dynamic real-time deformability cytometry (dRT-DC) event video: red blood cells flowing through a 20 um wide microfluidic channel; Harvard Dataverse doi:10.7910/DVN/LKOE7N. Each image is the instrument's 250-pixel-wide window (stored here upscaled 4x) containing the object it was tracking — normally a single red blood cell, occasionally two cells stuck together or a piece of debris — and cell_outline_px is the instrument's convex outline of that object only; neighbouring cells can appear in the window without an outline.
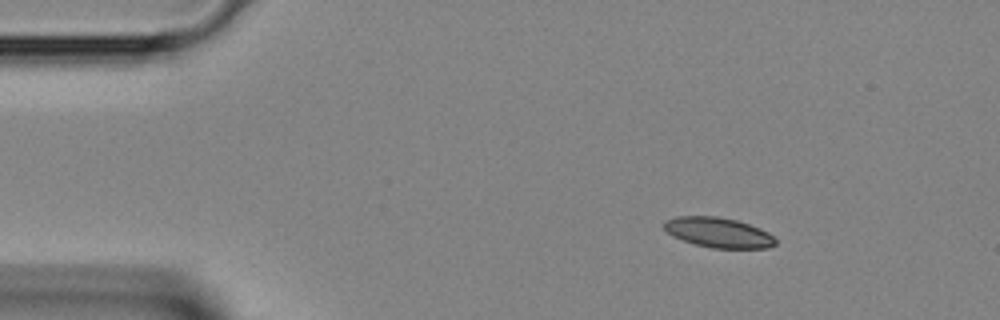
{"species": "Egyptian fruit bat (a non-hibernating species)", "species_latin": "Rousettus aegyptiacus", "temperature_condition": "room temperature", "stored_images_in_passage": 37, "camera_frame_rate_fps": 3000, "um_per_image_px": 0.085, "animal": {"sex": "female"}, "frame": {"image": 1, "passage_image": 1, "time_ms": 0.0, "image_size_px": [1000, 320], "cell_outline_px": [[776, 244], [768, 248], [712, 248], [696, 244], [672, 236], [664, 228], [664, 220], [676, 216], [716, 216], [736, 220], [760, 228], [768, 232], [776, 240]], "centroid_in_image_um": [61.06, 19.76], "position_along_channel_um": 23.9, "area_um2": 19.42}}
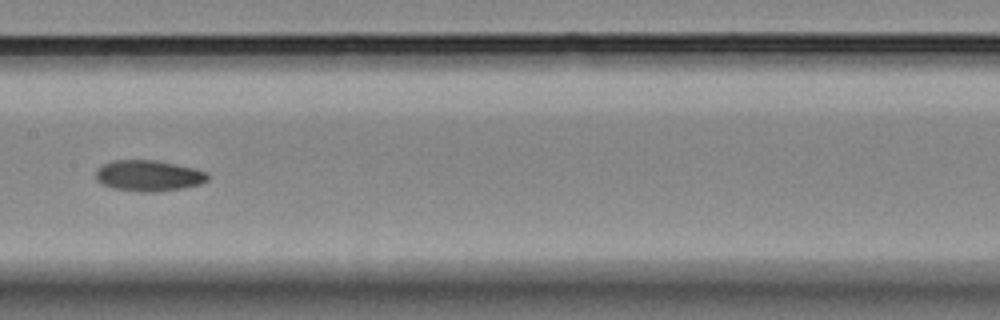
{"frame": {"image": 2, "passage_image": 16, "time_ms": 5.0, "image_size_px": [1000, 320], "cell_outline_px": [[208, 180], [200, 184], [184, 188], [156, 192], [140, 192], [112, 188], [96, 180], [96, 168], [112, 160], [156, 160], [192, 168], [208, 172]], "centroid_in_image_um": [12.62, 14.94], "position_along_channel_um": 194.8, "area_um2": 20.23}}
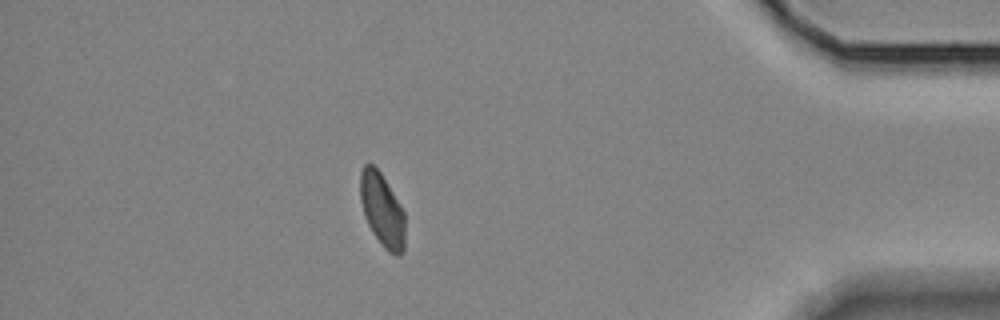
{"frame": {"image": 3, "passage_image": 32, "time_ms": 10.333, "image_size_px": [1000, 320], "cell_outline_px": [[404, 252], [396, 256], [388, 252], [384, 248], [372, 232], [364, 216], [360, 200], [360, 172], [364, 164], [372, 164], [380, 172], [404, 212]], "centroid_in_image_um": [32.46, 17.87], "position_along_channel_um": 402.7, "area_um2": 19.02}}